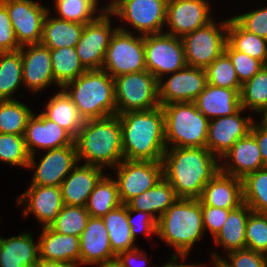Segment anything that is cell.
<instances>
[{
  "instance_id": "6da1fadb",
  "label": "cell",
  "mask_w": 267,
  "mask_h": 267,
  "mask_svg": "<svg viewBox=\"0 0 267 267\" xmlns=\"http://www.w3.org/2000/svg\"><path fill=\"white\" fill-rule=\"evenodd\" d=\"M219 161L203 147L166 148L162 159L163 177L178 198L199 199L204 186L220 170Z\"/></svg>"
},
{
  "instance_id": "7a4b0ae2",
  "label": "cell",
  "mask_w": 267,
  "mask_h": 267,
  "mask_svg": "<svg viewBox=\"0 0 267 267\" xmlns=\"http://www.w3.org/2000/svg\"><path fill=\"white\" fill-rule=\"evenodd\" d=\"M118 116L124 159L162 161L167 148L162 107L130 111Z\"/></svg>"
},
{
  "instance_id": "3957f363",
  "label": "cell",
  "mask_w": 267,
  "mask_h": 267,
  "mask_svg": "<svg viewBox=\"0 0 267 267\" xmlns=\"http://www.w3.org/2000/svg\"><path fill=\"white\" fill-rule=\"evenodd\" d=\"M74 142L78 162L84 159L86 165L113 169L124 159L118 115L84 120Z\"/></svg>"
},
{
  "instance_id": "277c9868",
  "label": "cell",
  "mask_w": 267,
  "mask_h": 267,
  "mask_svg": "<svg viewBox=\"0 0 267 267\" xmlns=\"http://www.w3.org/2000/svg\"><path fill=\"white\" fill-rule=\"evenodd\" d=\"M61 89L71 98L84 120L116 115L114 78L103 69L86 70Z\"/></svg>"
},
{
  "instance_id": "5b68a950",
  "label": "cell",
  "mask_w": 267,
  "mask_h": 267,
  "mask_svg": "<svg viewBox=\"0 0 267 267\" xmlns=\"http://www.w3.org/2000/svg\"><path fill=\"white\" fill-rule=\"evenodd\" d=\"M204 231L200 200L178 198L158 219L156 235L175 248L176 255H188Z\"/></svg>"
},
{
  "instance_id": "8992f818",
  "label": "cell",
  "mask_w": 267,
  "mask_h": 267,
  "mask_svg": "<svg viewBox=\"0 0 267 267\" xmlns=\"http://www.w3.org/2000/svg\"><path fill=\"white\" fill-rule=\"evenodd\" d=\"M161 107L167 148H206L210 120L198 110L194 102H175Z\"/></svg>"
},
{
  "instance_id": "52a82bcc",
  "label": "cell",
  "mask_w": 267,
  "mask_h": 267,
  "mask_svg": "<svg viewBox=\"0 0 267 267\" xmlns=\"http://www.w3.org/2000/svg\"><path fill=\"white\" fill-rule=\"evenodd\" d=\"M116 115L160 106L158 80L148 70L114 78Z\"/></svg>"
},
{
  "instance_id": "ba28073f",
  "label": "cell",
  "mask_w": 267,
  "mask_h": 267,
  "mask_svg": "<svg viewBox=\"0 0 267 267\" xmlns=\"http://www.w3.org/2000/svg\"><path fill=\"white\" fill-rule=\"evenodd\" d=\"M102 69L113 78L145 71L144 36H135L123 26L112 35Z\"/></svg>"
},
{
  "instance_id": "9c48e42d",
  "label": "cell",
  "mask_w": 267,
  "mask_h": 267,
  "mask_svg": "<svg viewBox=\"0 0 267 267\" xmlns=\"http://www.w3.org/2000/svg\"><path fill=\"white\" fill-rule=\"evenodd\" d=\"M216 24L211 21L181 38L188 66L206 69L224 52L227 42L228 19L221 22L219 27Z\"/></svg>"
},
{
  "instance_id": "30bf717a",
  "label": "cell",
  "mask_w": 267,
  "mask_h": 267,
  "mask_svg": "<svg viewBox=\"0 0 267 267\" xmlns=\"http://www.w3.org/2000/svg\"><path fill=\"white\" fill-rule=\"evenodd\" d=\"M168 0H113L107 9L140 35L163 33ZM143 33V34H142Z\"/></svg>"
},
{
  "instance_id": "8fae6325",
  "label": "cell",
  "mask_w": 267,
  "mask_h": 267,
  "mask_svg": "<svg viewBox=\"0 0 267 267\" xmlns=\"http://www.w3.org/2000/svg\"><path fill=\"white\" fill-rule=\"evenodd\" d=\"M144 48L146 69L158 81L165 78V73H174L187 65L183 42L179 37L164 32L145 35Z\"/></svg>"
},
{
  "instance_id": "7c38bea8",
  "label": "cell",
  "mask_w": 267,
  "mask_h": 267,
  "mask_svg": "<svg viewBox=\"0 0 267 267\" xmlns=\"http://www.w3.org/2000/svg\"><path fill=\"white\" fill-rule=\"evenodd\" d=\"M113 169L117 170L115 181L122 204L151 189L163 178L162 161L123 159Z\"/></svg>"
},
{
  "instance_id": "4fadbf2b",
  "label": "cell",
  "mask_w": 267,
  "mask_h": 267,
  "mask_svg": "<svg viewBox=\"0 0 267 267\" xmlns=\"http://www.w3.org/2000/svg\"><path fill=\"white\" fill-rule=\"evenodd\" d=\"M112 13L106 8L93 21L85 24L82 35L75 46L82 65L87 69H102L112 35L118 29L111 27Z\"/></svg>"
},
{
  "instance_id": "5bb4252c",
  "label": "cell",
  "mask_w": 267,
  "mask_h": 267,
  "mask_svg": "<svg viewBox=\"0 0 267 267\" xmlns=\"http://www.w3.org/2000/svg\"><path fill=\"white\" fill-rule=\"evenodd\" d=\"M18 44L22 47L41 42L44 18L49 11L33 0H5Z\"/></svg>"
},
{
  "instance_id": "9a60e30c",
  "label": "cell",
  "mask_w": 267,
  "mask_h": 267,
  "mask_svg": "<svg viewBox=\"0 0 267 267\" xmlns=\"http://www.w3.org/2000/svg\"><path fill=\"white\" fill-rule=\"evenodd\" d=\"M46 152L38 164L35 154L29 158L28 168L35 167L31 185L61 186L63 180L78 163L76 144L74 142L72 145L49 149Z\"/></svg>"
},
{
  "instance_id": "2e32d148",
  "label": "cell",
  "mask_w": 267,
  "mask_h": 267,
  "mask_svg": "<svg viewBox=\"0 0 267 267\" xmlns=\"http://www.w3.org/2000/svg\"><path fill=\"white\" fill-rule=\"evenodd\" d=\"M210 6L206 0H168L165 24L170 30L165 33L182 38L209 24Z\"/></svg>"
},
{
  "instance_id": "e0dca14e",
  "label": "cell",
  "mask_w": 267,
  "mask_h": 267,
  "mask_svg": "<svg viewBox=\"0 0 267 267\" xmlns=\"http://www.w3.org/2000/svg\"><path fill=\"white\" fill-rule=\"evenodd\" d=\"M158 81L159 104L194 102L207 85L205 69L186 65L165 81Z\"/></svg>"
},
{
  "instance_id": "ac0fdd59",
  "label": "cell",
  "mask_w": 267,
  "mask_h": 267,
  "mask_svg": "<svg viewBox=\"0 0 267 267\" xmlns=\"http://www.w3.org/2000/svg\"><path fill=\"white\" fill-rule=\"evenodd\" d=\"M244 108L230 116L219 117L209 121L206 148L220 158L228 152L235 142L246 137L254 122L253 117H241Z\"/></svg>"
},
{
  "instance_id": "d6986e66",
  "label": "cell",
  "mask_w": 267,
  "mask_h": 267,
  "mask_svg": "<svg viewBox=\"0 0 267 267\" xmlns=\"http://www.w3.org/2000/svg\"><path fill=\"white\" fill-rule=\"evenodd\" d=\"M16 202L21 206L26 203L24 217L34 213L43 228L49 227L56 220L64 206L60 186L30 185Z\"/></svg>"
},
{
  "instance_id": "ffe728a7",
  "label": "cell",
  "mask_w": 267,
  "mask_h": 267,
  "mask_svg": "<svg viewBox=\"0 0 267 267\" xmlns=\"http://www.w3.org/2000/svg\"><path fill=\"white\" fill-rule=\"evenodd\" d=\"M19 50L23 63V84L30 89L29 91L41 92L51 83H55L57 87L62 88L55 81L50 50L45 45L41 43L30 44L22 46Z\"/></svg>"
},
{
  "instance_id": "44dd1931",
  "label": "cell",
  "mask_w": 267,
  "mask_h": 267,
  "mask_svg": "<svg viewBox=\"0 0 267 267\" xmlns=\"http://www.w3.org/2000/svg\"><path fill=\"white\" fill-rule=\"evenodd\" d=\"M24 140L29 155L36 154L35 148L49 150L74 143V138L57 123L47 119L42 113L29 118L24 132Z\"/></svg>"
},
{
  "instance_id": "7402d4cb",
  "label": "cell",
  "mask_w": 267,
  "mask_h": 267,
  "mask_svg": "<svg viewBox=\"0 0 267 267\" xmlns=\"http://www.w3.org/2000/svg\"><path fill=\"white\" fill-rule=\"evenodd\" d=\"M79 240V264L82 266L88 264L101 266L117 257L112 252L109 235L102 218L90 216Z\"/></svg>"
},
{
  "instance_id": "603a6c76",
  "label": "cell",
  "mask_w": 267,
  "mask_h": 267,
  "mask_svg": "<svg viewBox=\"0 0 267 267\" xmlns=\"http://www.w3.org/2000/svg\"><path fill=\"white\" fill-rule=\"evenodd\" d=\"M221 159L227 161L220 164V171L239 179L264 167L256 139L250 133L237 140Z\"/></svg>"
},
{
  "instance_id": "cb8c5ba5",
  "label": "cell",
  "mask_w": 267,
  "mask_h": 267,
  "mask_svg": "<svg viewBox=\"0 0 267 267\" xmlns=\"http://www.w3.org/2000/svg\"><path fill=\"white\" fill-rule=\"evenodd\" d=\"M103 168L83 164L75 166L61 184L65 205L85 207L94 187L104 176Z\"/></svg>"
},
{
  "instance_id": "d4e9b609",
  "label": "cell",
  "mask_w": 267,
  "mask_h": 267,
  "mask_svg": "<svg viewBox=\"0 0 267 267\" xmlns=\"http://www.w3.org/2000/svg\"><path fill=\"white\" fill-rule=\"evenodd\" d=\"M199 200L201 205L236 209L243 204L242 179L219 170L204 186Z\"/></svg>"
},
{
  "instance_id": "484cf974",
  "label": "cell",
  "mask_w": 267,
  "mask_h": 267,
  "mask_svg": "<svg viewBox=\"0 0 267 267\" xmlns=\"http://www.w3.org/2000/svg\"><path fill=\"white\" fill-rule=\"evenodd\" d=\"M38 243L39 259L78 266L80 255L78 236L60 234L50 227H44Z\"/></svg>"
},
{
  "instance_id": "4316f807",
  "label": "cell",
  "mask_w": 267,
  "mask_h": 267,
  "mask_svg": "<svg viewBox=\"0 0 267 267\" xmlns=\"http://www.w3.org/2000/svg\"><path fill=\"white\" fill-rule=\"evenodd\" d=\"M194 103L209 120L233 115L241 108L240 93L236 89L217 87L209 83Z\"/></svg>"
},
{
  "instance_id": "83f0119b",
  "label": "cell",
  "mask_w": 267,
  "mask_h": 267,
  "mask_svg": "<svg viewBox=\"0 0 267 267\" xmlns=\"http://www.w3.org/2000/svg\"><path fill=\"white\" fill-rule=\"evenodd\" d=\"M39 261V243L30 232L8 239L0 237L1 267H35Z\"/></svg>"
},
{
  "instance_id": "f1b7e54d",
  "label": "cell",
  "mask_w": 267,
  "mask_h": 267,
  "mask_svg": "<svg viewBox=\"0 0 267 267\" xmlns=\"http://www.w3.org/2000/svg\"><path fill=\"white\" fill-rule=\"evenodd\" d=\"M47 12L42 30L41 44L49 50L63 47H75L78 43L85 24L63 20L57 17L49 18Z\"/></svg>"
},
{
  "instance_id": "f546056e",
  "label": "cell",
  "mask_w": 267,
  "mask_h": 267,
  "mask_svg": "<svg viewBox=\"0 0 267 267\" xmlns=\"http://www.w3.org/2000/svg\"><path fill=\"white\" fill-rule=\"evenodd\" d=\"M177 199L174 188L163 177L154 187L134 197L126 205L132 210L147 212L158 221Z\"/></svg>"
},
{
  "instance_id": "4dcf8cb0",
  "label": "cell",
  "mask_w": 267,
  "mask_h": 267,
  "mask_svg": "<svg viewBox=\"0 0 267 267\" xmlns=\"http://www.w3.org/2000/svg\"><path fill=\"white\" fill-rule=\"evenodd\" d=\"M252 209L245 203L229 212L218 234L214 237L216 245H222L226 252L245 248V230Z\"/></svg>"
},
{
  "instance_id": "1f68e13d",
  "label": "cell",
  "mask_w": 267,
  "mask_h": 267,
  "mask_svg": "<svg viewBox=\"0 0 267 267\" xmlns=\"http://www.w3.org/2000/svg\"><path fill=\"white\" fill-rule=\"evenodd\" d=\"M42 114L65 129L74 139L81 129L84 119L71 98L62 89L50 98Z\"/></svg>"
},
{
  "instance_id": "d6a6232c",
  "label": "cell",
  "mask_w": 267,
  "mask_h": 267,
  "mask_svg": "<svg viewBox=\"0 0 267 267\" xmlns=\"http://www.w3.org/2000/svg\"><path fill=\"white\" fill-rule=\"evenodd\" d=\"M107 229L112 252L118 256L121 252L136 248L127 220V205L121 204L102 217Z\"/></svg>"
},
{
  "instance_id": "836d02e7",
  "label": "cell",
  "mask_w": 267,
  "mask_h": 267,
  "mask_svg": "<svg viewBox=\"0 0 267 267\" xmlns=\"http://www.w3.org/2000/svg\"><path fill=\"white\" fill-rule=\"evenodd\" d=\"M227 42L235 50L267 65V39L248 32L233 17L228 19Z\"/></svg>"
},
{
  "instance_id": "e575fe53",
  "label": "cell",
  "mask_w": 267,
  "mask_h": 267,
  "mask_svg": "<svg viewBox=\"0 0 267 267\" xmlns=\"http://www.w3.org/2000/svg\"><path fill=\"white\" fill-rule=\"evenodd\" d=\"M121 204L116 181L104 175L88 197L85 208L91 217L102 218Z\"/></svg>"
},
{
  "instance_id": "d590c367",
  "label": "cell",
  "mask_w": 267,
  "mask_h": 267,
  "mask_svg": "<svg viewBox=\"0 0 267 267\" xmlns=\"http://www.w3.org/2000/svg\"><path fill=\"white\" fill-rule=\"evenodd\" d=\"M50 56L55 81L61 87L77 79L87 70L80 62L75 47L52 49Z\"/></svg>"
},
{
  "instance_id": "8d00e7d4",
  "label": "cell",
  "mask_w": 267,
  "mask_h": 267,
  "mask_svg": "<svg viewBox=\"0 0 267 267\" xmlns=\"http://www.w3.org/2000/svg\"><path fill=\"white\" fill-rule=\"evenodd\" d=\"M21 51L0 55V100H14L13 93L23 83Z\"/></svg>"
},
{
  "instance_id": "74e56055",
  "label": "cell",
  "mask_w": 267,
  "mask_h": 267,
  "mask_svg": "<svg viewBox=\"0 0 267 267\" xmlns=\"http://www.w3.org/2000/svg\"><path fill=\"white\" fill-rule=\"evenodd\" d=\"M240 105L245 110H253L255 114L256 112L265 113L267 110V65L242 84Z\"/></svg>"
},
{
  "instance_id": "f35d334b",
  "label": "cell",
  "mask_w": 267,
  "mask_h": 267,
  "mask_svg": "<svg viewBox=\"0 0 267 267\" xmlns=\"http://www.w3.org/2000/svg\"><path fill=\"white\" fill-rule=\"evenodd\" d=\"M243 203L253 212L267 214V167L246 175L242 179Z\"/></svg>"
},
{
  "instance_id": "ab89813d",
  "label": "cell",
  "mask_w": 267,
  "mask_h": 267,
  "mask_svg": "<svg viewBox=\"0 0 267 267\" xmlns=\"http://www.w3.org/2000/svg\"><path fill=\"white\" fill-rule=\"evenodd\" d=\"M32 110L20 101L0 100V133L24 135Z\"/></svg>"
},
{
  "instance_id": "60d3db41",
  "label": "cell",
  "mask_w": 267,
  "mask_h": 267,
  "mask_svg": "<svg viewBox=\"0 0 267 267\" xmlns=\"http://www.w3.org/2000/svg\"><path fill=\"white\" fill-rule=\"evenodd\" d=\"M98 0H55L57 18L87 24L95 20L107 7L98 11ZM95 12H99L97 16ZM95 14V15H94Z\"/></svg>"
},
{
  "instance_id": "b9f144b4",
  "label": "cell",
  "mask_w": 267,
  "mask_h": 267,
  "mask_svg": "<svg viewBox=\"0 0 267 267\" xmlns=\"http://www.w3.org/2000/svg\"><path fill=\"white\" fill-rule=\"evenodd\" d=\"M205 71L209 84L241 92L242 83L239 81L231 59L225 52L217 57Z\"/></svg>"
},
{
  "instance_id": "7bdbcfd3",
  "label": "cell",
  "mask_w": 267,
  "mask_h": 267,
  "mask_svg": "<svg viewBox=\"0 0 267 267\" xmlns=\"http://www.w3.org/2000/svg\"><path fill=\"white\" fill-rule=\"evenodd\" d=\"M89 217L85 207L64 204L56 220L49 227L57 233L79 237L85 229Z\"/></svg>"
},
{
  "instance_id": "ee69618b",
  "label": "cell",
  "mask_w": 267,
  "mask_h": 267,
  "mask_svg": "<svg viewBox=\"0 0 267 267\" xmlns=\"http://www.w3.org/2000/svg\"><path fill=\"white\" fill-rule=\"evenodd\" d=\"M29 158L23 135L0 133V160L2 162L28 168Z\"/></svg>"
},
{
  "instance_id": "f6af8a7d",
  "label": "cell",
  "mask_w": 267,
  "mask_h": 267,
  "mask_svg": "<svg viewBox=\"0 0 267 267\" xmlns=\"http://www.w3.org/2000/svg\"><path fill=\"white\" fill-rule=\"evenodd\" d=\"M245 232V248L267 255V214L252 211Z\"/></svg>"
},
{
  "instance_id": "bcb514c9",
  "label": "cell",
  "mask_w": 267,
  "mask_h": 267,
  "mask_svg": "<svg viewBox=\"0 0 267 267\" xmlns=\"http://www.w3.org/2000/svg\"><path fill=\"white\" fill-rule=\"evenodd\" d=\"M210 254L213 256V263L217 262L221 267H267V255L248 248L227 253L228 259L218 257L214 252Z\"/></svg>"
},
{
  "instance_id": "7dc6e473",
  "label": "cell",
  "mask_w": 267,
  "mask_h": 267,
  "mask_svg": "<svg viewBox=\"0 0 267 267\" xmlns=\"http://www.w3.org/2000/svg\"><path fill=\"white\" fill-rule=\"evenodd\" d=\"M224 52L231 59L239 81L242 84L251 79L264 67V64L261 61L235 50L228 42L225 44Z\"/></svg>"
},
{
  "instance_id": "c3c4849f",
  "label": "cell",
  "mask_w": 267,
  "mask_h": 267,
  "mask_svg": "<svg viewBox=\"0 0 267 267\" xmlns=\"http://www.w3.org/2000/svg\"><path fill=\"white\" fill-rule=\"evenodd\" d=\"M245 30L267 39V7L233 17Z\"/></svg>"
},
{
  "instance_id": "681fc988",
  "label": "cell",
  "mask_w": 267,
  "mask_h": 267,
  "mask_svg": "<svg viewBox=\"0 0 267 267\" xmlns=\"http://www.w3.org/2000/svg\"><path fill=\"white\" fill-rule=\"evenodd\" d=\"M20 48L6 6L0 2V51L15 52Z\"/></svg>"
},
{
  "instance_id": "f907efd6",
  "label": "cell",
  "mask_w": 267,
  "mask_h": 267,
  "mask_svg": "<svg viewBox=\"0 0 267 267\" xmlns=\"http://www.w3.org/2000/svg\"><path fill=\"white\" fill-rule=\"evenodd\" d=\"M134 213L138 214L132 217L131 215H134ZM127 220L134 240H136L138 232H143L146 235L145 237L150 234H157V220L147 212L132 210L127 206Z\"/></svg>"
},
{
  "instance_id": "816d5d0a",
  "label": "cell",
  "mask_w": 267,
  "mask_h": 267,
  "mask_svg": "<svg viewBox=\"0 0 267 267\" xmlns=\"http://www.w3.org/2000/svg\"><path fill=\"white\" fill-rule=\"evenodd\" d=\"M231 210L233 209H223L208 205H202V219L204 230H209L214 238L222 228Z\"/></svg>"
},
{
  "instance_id": "f5cc1de1",
  "label": "cell",
  "mask_w": 267,
  "mask_h": 267,
  "mask_svg": "<svg viewBox=\"0 0 267 267\" xmlns=\"http://www.w3.org/2000/svg\"><path fill=\"white\" fill-rule=\"evenodd\" d=\"M250 134L256 139L258 148L260 150L264 167H267V124L262 120L259 124L253 122Z\"/></svg>"
},
{
  "instance_id": "db71d44e",
  "label": "cell",
  "mask_w": 267,
  "mask_h": 267,
  "mask_svg": "<svg viewBox=\"0 0 267 267\" xmlns=\"http://www.w3.org/2000/svg\"><path fill=\"white\" fill-rule=\"evenodd\" d=\"M116 259L124 266V267H146V262H150L147 258V254L144 253L138 248H134L132 250H127L125 252H121ZM140 259V260H139ZM139 261L138 265H136ZM141 261V264H140Z\"/></svg>"
},
{
  "instance_id": "11a10c76",
  "label": "cell",
  "mask_w": 267,
  "mask_h": 267,
  "mask_svg": "<svg viewBox=\"0 0 267 267\" xmlns=\"http://www.w3.org/2000/svg\"><path fill=\"white\" fill-rule=\"evenodd\" d=\"M35 267H77V266L64 262H54V261L39 259Z\"/></svg>"
},
{
  "instance_id": "9f6ffc18",
  "label": "cell",
  "mask_w": 267,
  "mask_h": 267,
  "mask_svg": "<svg viewBox=\"0 0 267 267\" xmlns=\"http://www.w3.org/2000/svg\"><path fill=\"white\" fill-rule=\"evenodd\" d=\"M188 255H176V254H173L172 257H171V261L172 262H167V264H165L164 266H161V267H202V264H199V265H196V264H192V265H186V264H176L178 261L179 258H186Z\"/></svg>"
},
{
  "instance_id": "6f0895ef",
  "label": "cell",
  "mask_w": 267,
  "mask_h": 267,
  "mask_svg": "<svg viewBox=\"0 0 267 267\" xmlns=\"http://www.w3.org/2000/svg\"><path fill=\"white\" fill-rule=\"evenodd\" d=\"M99 267H124L117 259L104 263Z\"/></svg>"
},
{
  "instance_id": "680465c9",
  "label": "cell",
  "mask_w": 267,
  "mask_h": 267,
  "mask_svg": "<svg viewBox=\"0 0 267 267\" xmlns=\"http://www.w3.org/2000/svg\"><path fill=\"white\" fill-rule=\"evenodd\" d=\"M263 115V118L261 119L264 123H266L267 124V110L265 111V113L264 114H262Z\"/></svg>"
},
{
  "instance_id": "91938a15",
  "label": "cell",
  "mask_w": 267,
  "mask_h": 267,
  "mask_svg": "<svg viewBox=\"0 0 267 267\" xmlns=\"http://www.w3.org/2000/svg\"><path fill=\"white\" fill-rule=\"evenodd\" d=\"M215 267H221L217 262L213 263Z\"/></svg>"
}]
</instances>
